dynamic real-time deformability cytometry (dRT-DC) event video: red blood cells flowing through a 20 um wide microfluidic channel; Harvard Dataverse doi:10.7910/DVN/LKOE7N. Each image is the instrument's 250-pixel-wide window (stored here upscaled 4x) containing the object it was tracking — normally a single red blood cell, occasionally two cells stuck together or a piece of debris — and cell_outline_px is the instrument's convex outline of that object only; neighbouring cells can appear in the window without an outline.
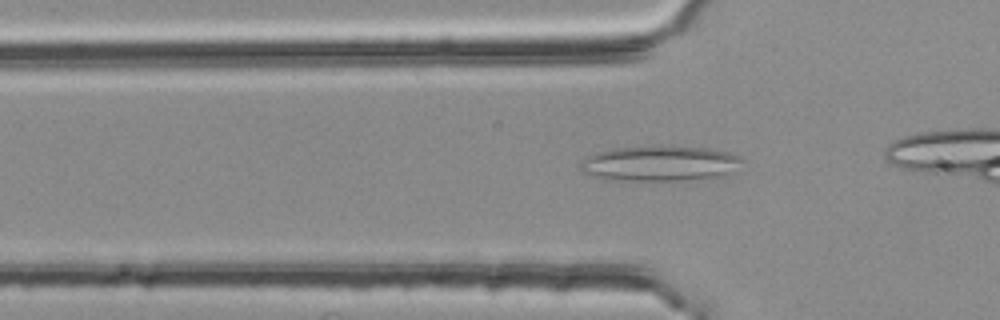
{"species": "common noctule bat (a hibernating species)", "species_latin": "Nyctalus noctula", "temperature_condition": "room temperature", "stored_images_in_passage": 38, "camera_frame_rate_fps": 3000, "um_per_image_px": 0.085, "animal": {"sex": "female", "body_mass_g": 25.1}, "frame": {"image": 1, "passage_image": 13, "time_ms": 4.0, "image_size_px": [1000, 320], "cell_outline_px": [[744, 160], [728, 172], [716, 176], [676, 180], [612, 180], [592, 176], [580, 172], [580, 164], [588, 156], [596, 152], [616, 148], [660, 144], [708, 148], [728, 152], [740, 156]], "centroid_in_image_um": [56.01, 13.85], "position_along_channel_um": 69.8, "area_um2": 33.29}}
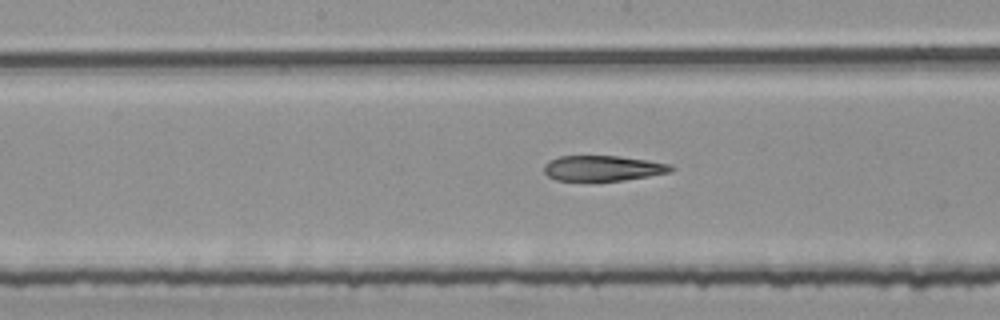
{"frame": {"image": 2, "passage_image": 23, "time_ms": 7.333, "image_size_px": [1000, 320], "cell_outline_px": [[676, 168], [672, 172], [624, 180], [556, 180], [548, 176], [544, 172], [544, 164], [548, 160], [560, 156], [620, 156], [648, 160], [672, 164]], "centroid_in_image_um": [51.28, 14.29], "position_along_channel_um": 196.9, "area_um2": 18.84}}
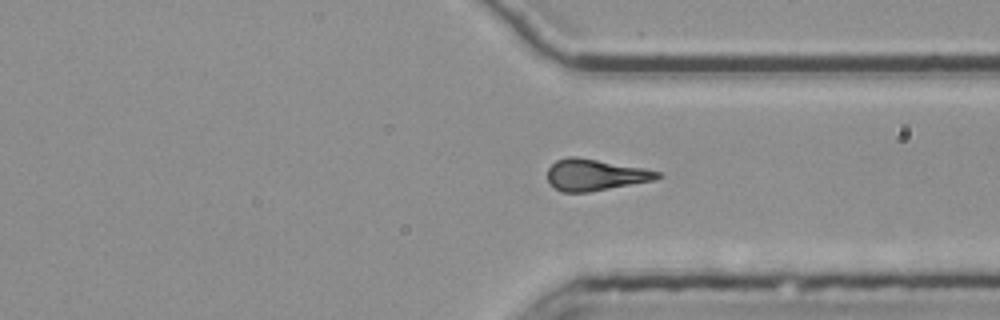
{"frame": {"image": 3, "passage_image": 36, "time_ms": 11.667, "image_size_px": [1000, 320], "cell_outline_px": [[664, 176], [656, 180], [588, 192], [560, 192], [548, 180], [548, 168], [556, 160], [568, 156], [576, 156], [644, 168], [660, 172]], "centroid_in_image_um": [50.61, 14.86], "position_along_channel_um": 360.8, "area_um2": 20.17}}